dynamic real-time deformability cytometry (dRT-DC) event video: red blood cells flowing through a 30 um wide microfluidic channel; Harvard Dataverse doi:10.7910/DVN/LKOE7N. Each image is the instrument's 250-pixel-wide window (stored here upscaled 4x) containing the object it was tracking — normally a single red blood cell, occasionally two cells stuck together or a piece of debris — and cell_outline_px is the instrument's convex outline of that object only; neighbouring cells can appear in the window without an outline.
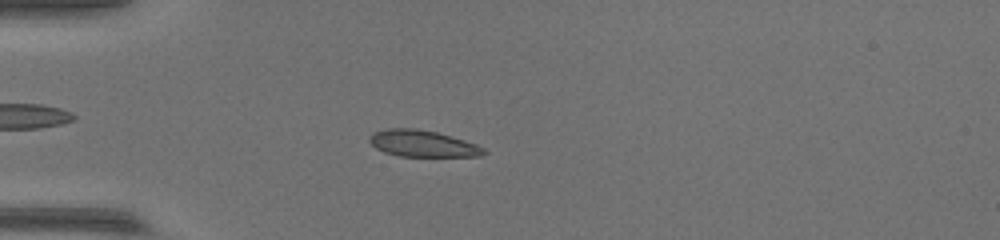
{"species": "common noctule bat (a hibernating species)", "species_latin": "Nyctalus noctula", "temperature_condition": "warm", "stored_images_in_passage": 54, "camera_frame_rate_fps": 3000, "um_per_image_px": 0.085, "animal": {"sex": "female", "body_mass_g": 17.0, "forearm_length_mm": 48.0}, "frame": {"image": 1, "passage_image": 16, "time_ms": 5.0, "image_size_px": [1000, 240], "cell_outline_px": [[488, 152], [480, 156], [400, 156], [384, 152], [376, 148], [368, 140], [372, 132], [388, 128], [416, 128], [436, 132], [452, 136], [476, 144], [484, 148]], "centroid_in_image_um": [35.91, 12.2], "position_along_channel_um": 49.1, "area_um2": 17.69}}
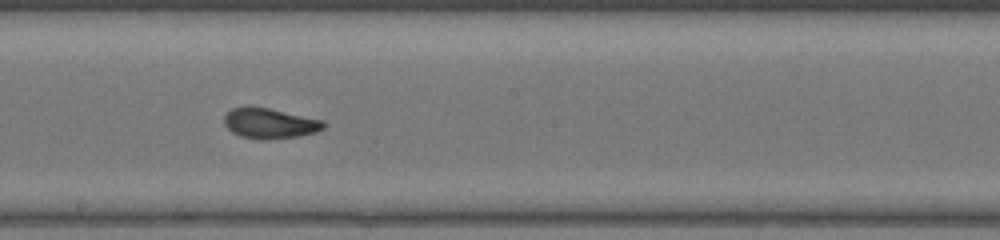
{"frame": {"image": 2, "passage_image": 31, "time_ms": 10.0, "image_size_px": [1000, 240], "cell_outline_px": [[328, 124], [324, 128], [316, 132], [296, 136], [264, 140], [260, 140], [240, 136], [232, 132], [224, 124], [224, 116], [232, 108], [248, 104], [268, 108], [324, 120]], "centroid_in_image_um": [22.91, 10.46], "position_along_channel_um": 225.3, "area_um2": 17.86}}
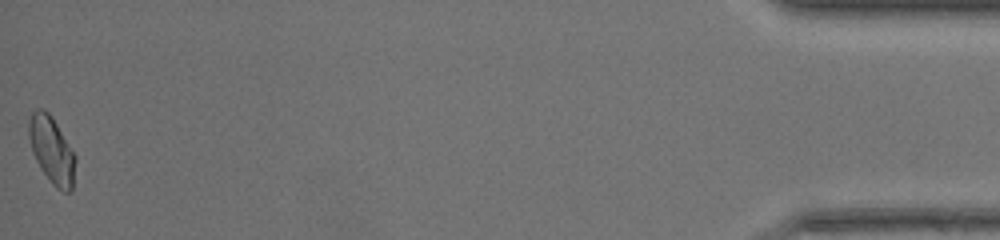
{"frame": {"image": 3, "passage_image": 54, "time_ms": 17.667, "image_size_px": [1000, 240], "cell_outline_px": [[76, 160], [72, 192], [64, 192], [56, 188], [52, 184], [40, 168], [32, 152], [28, 136], [28, 120], [32, 112], [36, 108], [40, 108], [48, 112], [52, 116], [76, 156]], "centroid_in_image_um": [4.39, 12.76], "position_along_channel_um": 430.8, "area_um2": 18.32}}